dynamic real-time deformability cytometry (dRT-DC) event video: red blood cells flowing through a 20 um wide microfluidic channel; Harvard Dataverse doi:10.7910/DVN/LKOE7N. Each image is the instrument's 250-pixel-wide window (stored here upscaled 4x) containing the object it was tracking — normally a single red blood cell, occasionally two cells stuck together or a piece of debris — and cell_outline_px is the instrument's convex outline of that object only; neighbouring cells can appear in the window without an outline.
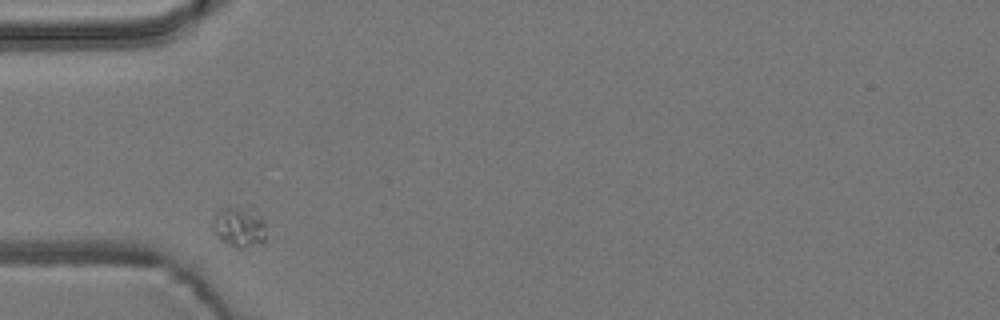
{"species": "common noctule bat (a hibernating species)", "species_latin": "Nyctalus noctula", "temperature_condition": "room temperature", "stored_images_in_passage": 2, "camera_frame_rate_fps": 3000, "um_per_image_px": 0.085, "animal": {"sex": "male", "body_mass_g": 19.2, "forearm_length_mm": 51.8}, "frame": {"image": 1, "passage_image": 1, "time_ms": 0.0, "image_size_px": [1000, 320], "cell_outline_px": [[264, 240], [260, 244], [244, 248], [236, 248], [220, 240], [212, 224], [212, 216], [220, 208], [236, 208], [260, 216], [264, 220]], "centroid_in_image_um": [20.28, 19.34], "position_along_channel_um": 64.7, "area_um2": 12.02}}